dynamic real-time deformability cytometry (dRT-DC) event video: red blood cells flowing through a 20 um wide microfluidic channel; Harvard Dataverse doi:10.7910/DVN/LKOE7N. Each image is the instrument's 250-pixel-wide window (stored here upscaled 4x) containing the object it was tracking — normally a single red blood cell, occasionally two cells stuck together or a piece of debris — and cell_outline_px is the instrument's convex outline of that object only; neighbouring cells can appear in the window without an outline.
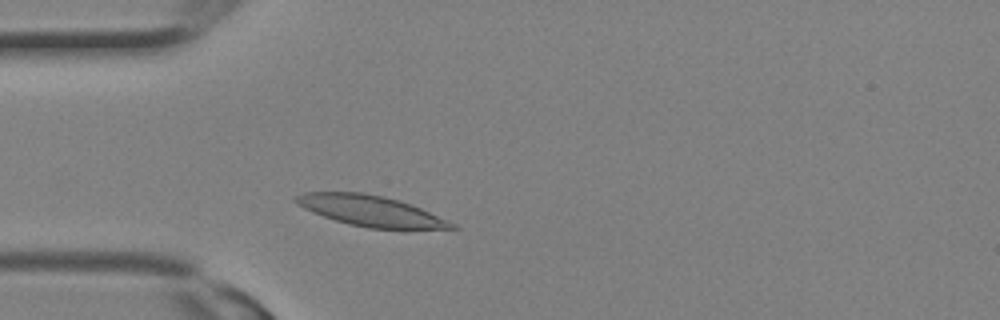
{"species": "Egyptian fruit bat (a non-hibernating species)", "species_latin": "Rousettus aegyptiacus", "temperature_condition": "room temperature", "stored_images_in_passage": 12, "camera_frame_rate_fps": 3000, "um_per_image_px": 0.085, "animal": {"sex": "female"}, "frame": {"image": 1, "passage_image": 4, "time_ms": 1.0, "image_size_px": [1000, 320], "cell_outline_px": [[460, 228], [368, 228], [348, 224], [312, 212], [296, 204], [292, 200], [296, 196], [304, 192], [364, 192], [400, 200], [412, 204], [448, 220], [456, 224]], "centroid_in_image_um": [31.48, 17.9], "position_along_channel_um": 53.5, "area_um2": 27.63}}
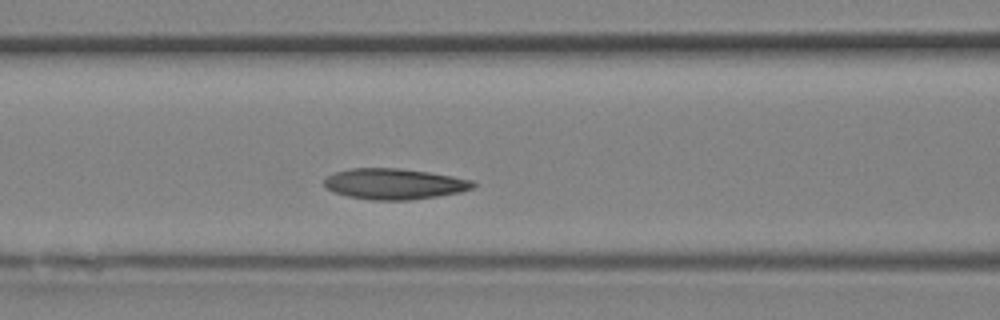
{"frame": {"image": 2, "passage_image": 8, "time_ms": 2.333, "image_size_px": [1000, 320], "cell_outline_px": [[476, 188], [460, 192], [436, 196], [408, 200], [372, 200], [348, 196], [332, 192], [324, 184], [324, 180], [328, 176], [336, 172], [352, 168], [400, 168], [428, 172], [452, 176], [472, 180], [476, 184]], "centroid_in_image_um": [33.53, 15.63], "position_along_channel_um": 133.1, "area_um2": 26.65}}
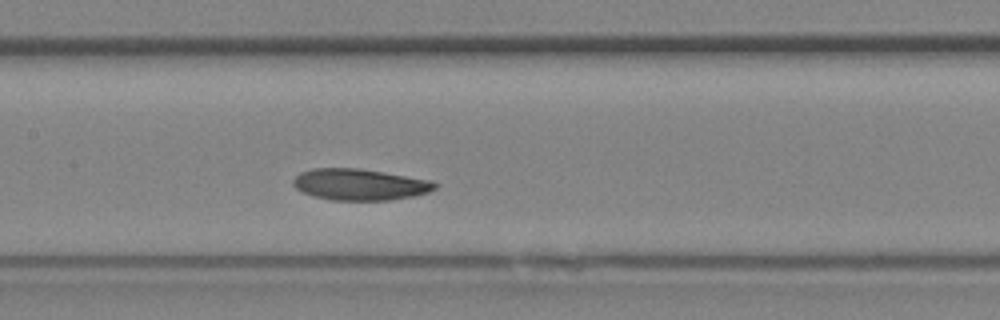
{"frame": {"image": 3, "passage_image": 10, "time_ms": 3.0, "image_size_px": [1000, 320], "cell_outline_px": [[440, 184], [436, 188], [428, 192], [412, 196], [388, 200], [332, 200], [312, 196], [296, 188], [292, 184], [292, 180], [300, 172], [312, 168], [360, 168], [432, 180]], "centroid_in_image_um": [30.58, 15.67], "position_along_channel_um": 176.8, "area_um2": 26.01}}